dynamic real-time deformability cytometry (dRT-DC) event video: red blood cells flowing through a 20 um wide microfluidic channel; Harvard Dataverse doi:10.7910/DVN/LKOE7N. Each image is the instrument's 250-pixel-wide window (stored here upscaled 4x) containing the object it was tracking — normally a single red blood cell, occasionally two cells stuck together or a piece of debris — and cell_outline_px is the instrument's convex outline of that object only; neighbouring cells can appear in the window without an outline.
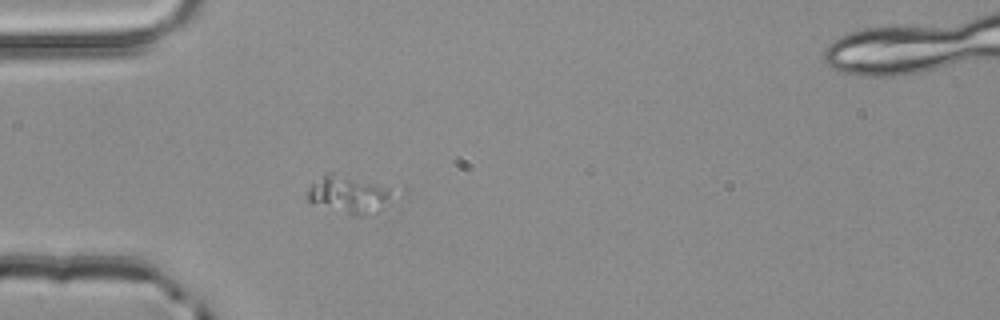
{"species": "common noctule bat (a hibernating species)", "species_latin": "Nyctalus noctula", "temperature_condition": "room temperature", "stored_images_in_passage": 7, "camera_frame_rate_fps": 3000, "um_per_image_px": 0.085, "animal": {"sex": "male", "body_mass_g": 20.4}, "frame": {"image": 1, "passage_image": 2, "time_ms": 0.333, "image_size_px": [1000, 320], "cell_outline_px": [[388, 196], [380, 208], [376, 212], [368, 216], [352, 216], [308, 200], [304, 196], [308, 188], [312, 184], [328, 172], [332, 172], [388, 188]], "centroid_in_image_um": [29.52, 16.55], "position_along_channel_um": 55.5, "area_um2": 17.63}}